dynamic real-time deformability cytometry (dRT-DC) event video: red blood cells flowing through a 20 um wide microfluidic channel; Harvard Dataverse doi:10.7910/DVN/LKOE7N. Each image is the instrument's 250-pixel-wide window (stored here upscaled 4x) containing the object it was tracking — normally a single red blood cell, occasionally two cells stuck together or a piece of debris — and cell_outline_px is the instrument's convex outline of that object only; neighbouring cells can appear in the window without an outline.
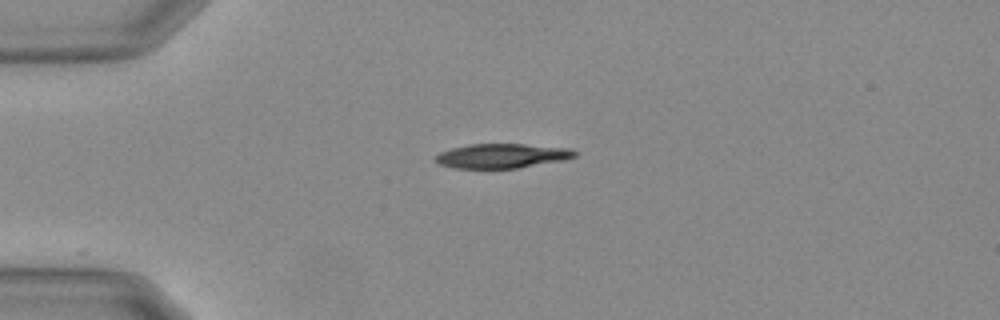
{"species": "Egyptian fruit bat (a non-hibernating species)", "species_latin": "Rousettus aegyptiacus", "temperature_condition": "warm", "stored_images_in_passage": 6, "camera_frame_rate_fps": 3000, "um_per_image_px": 0.085, "animal": {"sex": "female"}, "frame": {"image": 1, "passage_image": 1, "time_ms": 0.0, "image_size_px": [1000, 320], "cell_outline_px": [[576, 156], [564, 160], [516, 168], [452, 168], [440, 164], [432, 160], [440, 152], [452, 148], [468, 144], [524, 144], [572, 148], [576, 152]], "centroid_in_image_um": [42.65, 13.24], "position_along_channel_um": 42.3, "area_um2": 19.88}}